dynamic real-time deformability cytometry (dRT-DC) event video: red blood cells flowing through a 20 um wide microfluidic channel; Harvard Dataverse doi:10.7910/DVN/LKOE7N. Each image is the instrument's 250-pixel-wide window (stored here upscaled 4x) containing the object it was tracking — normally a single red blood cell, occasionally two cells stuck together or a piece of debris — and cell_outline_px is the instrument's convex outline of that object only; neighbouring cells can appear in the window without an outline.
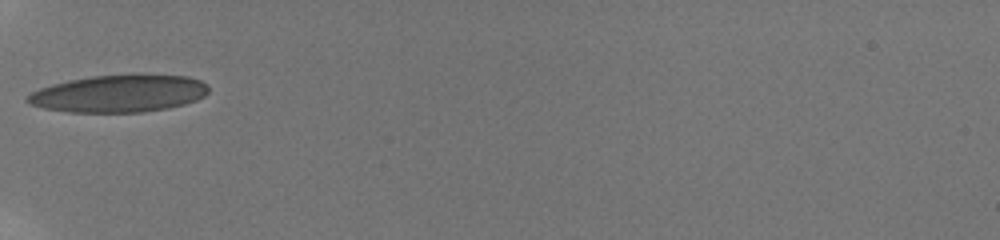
{"species": "human", "species_latin": "Homo sapiens", "temperature_condition": "room temperature", "stored_images_in_passage": 61, "camera_frame_rate_fps": 3000, "um_per_image_px": 0.085, "donor": {"sex": "male"}, "frame": {"image": 1, "passage_image": 1, "time_ms": 0.0, "image_size_px": [1000, 240], "cell_outline_px": [[208, 92], [204, 96], [196, 100], [184, 104], [168, 108], [144, 112], [68, 112], [44, 108], [28, 104], [24, 100], [32, 92], [40, 88], [52, 84], [68, 80], [92, 76], [136, 72], [140, 72], [188, 76], [200, 80], [208, 84]], "centroid_in_image_um": [10.15, 7.92], "position_along_channel_um": 74.8, "area_um2": 40.34}}
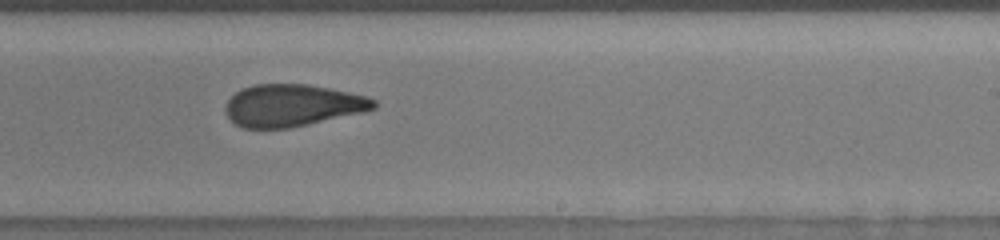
{"frame": {"image": 2, "passage_image": 27, "time_ms": 5.0, "image_size_px": [1000, 240], "cell_outline_px": [[376, 108], [364, 112], [308, 124], [288, 128], [244, 128], [236, 124], [228, 116], [224, 108], [228, 100], [236, 92], [244, 88], [256, 84], [304, 84], [328, 88], [368, 96], [376, 100]], "centroid_in_image_um": [24.87, 8.96], "position_along_channel_um": 264.1, "area_um2": 36.13}}
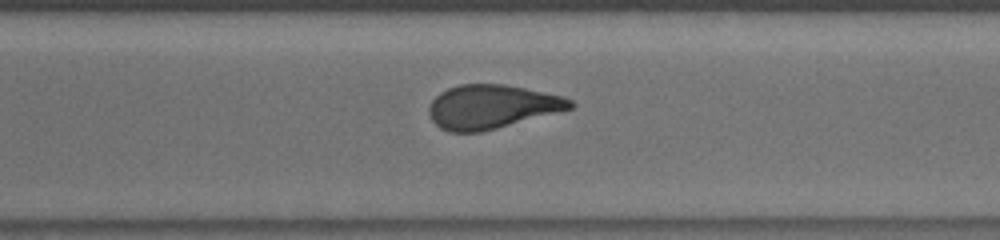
{"frame": {"image": 3, "passage_image": 33, "time_ms": 6.667, "image_size_px": [1000, 240], "cell_outline_px": [[576, 104], [572, 108], [496, 128], [480, 132], [448, 132], [440, 128], [432, 120], [428, 112], [428, 108], [432, 100], [440, 92], [448, 88], [460, 84], [504, 84], [564, 96], [572, 100]], "centroid_in_image_um": [41.77, 9.06], "position_along_channel_um": 328.8, "area_um2": 35.89}, "authors_computed_cell_mechanics": {"area_um2": 36.5874, "velocity_mm_per_s": 3.8811, "shape_relaxation_time_tau1_ms": null, "shape_relaxation_time_tau2_ms": 1.6249, "deformation_change_tau1": null, "deformation_change_tau2": 0.0957}}